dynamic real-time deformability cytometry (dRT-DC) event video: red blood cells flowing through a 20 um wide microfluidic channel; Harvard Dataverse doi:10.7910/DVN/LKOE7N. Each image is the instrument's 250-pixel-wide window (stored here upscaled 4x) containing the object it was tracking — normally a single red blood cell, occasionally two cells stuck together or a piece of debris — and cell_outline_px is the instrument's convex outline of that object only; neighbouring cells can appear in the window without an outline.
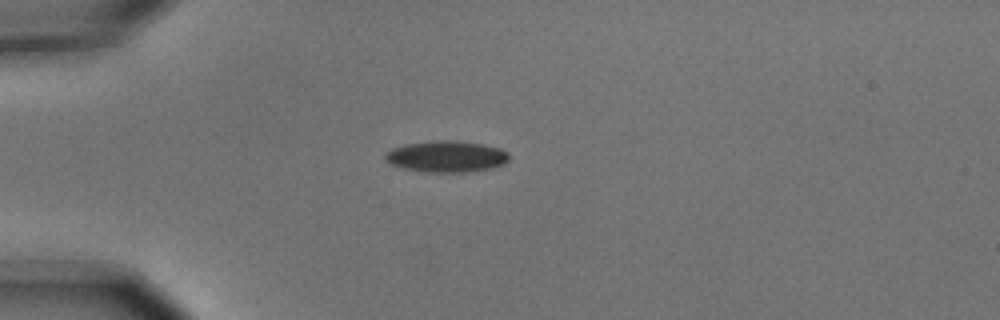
{"species": "common noctule bat (a hibernating species)", "species_latin": "Nyctalus noctula", "temperature_condition": "cold", "stored_images_in_passage": 2, "camera_frame_rate_fps": 3000, "um_per_image_px": 0.085, "animal": {"sex": "male", "body_mass_g": 15.6}, "frame": {"image": 1, "passage_image": 1, "time_ms": 0.0, "image_size_px": [1000, 320], "cell_outline_px": [[508, 160], [504, 164], [488, 168], [468, 172], [424, 172], [404, 168], [392, 164], [384, 156], [392, 148], [404, 144], [432, 140], [452, 140], [484, 144], [500, 148], [508, 152]], "centroid_in_image_um": [37.96, 13.29], "position_along_channel_um": 47.0, "area_um2": 22.54}}